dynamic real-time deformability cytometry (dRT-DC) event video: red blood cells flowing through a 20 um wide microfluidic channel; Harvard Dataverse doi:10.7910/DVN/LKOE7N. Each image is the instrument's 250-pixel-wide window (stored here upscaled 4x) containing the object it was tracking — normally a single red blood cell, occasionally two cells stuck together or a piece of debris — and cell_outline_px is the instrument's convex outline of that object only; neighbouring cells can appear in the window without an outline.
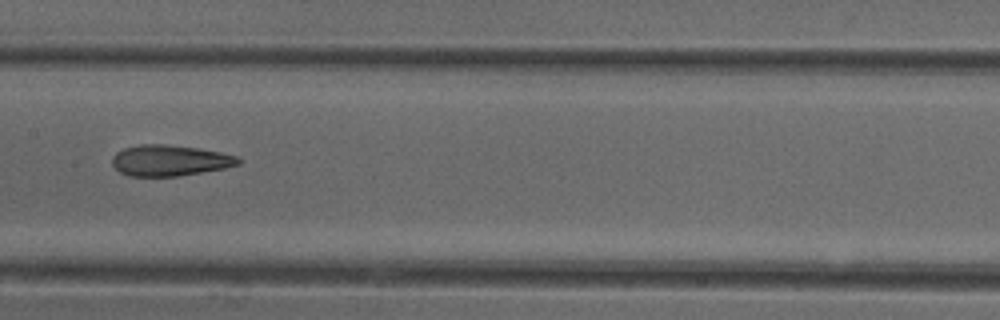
{"species": "common noctule bat (a hibernating species)", "species_latin": "Nyctalus noctula", "temperature_condition": "cold", "stored_images_in_passage": 19, "camera_frame_rate_fps": 3000, "um_per_image_px": 0.085, "animal": {"sex": "female"}, "frame": {"image": 1, "passage_image": 11, "time_ms": 3.333, "image_size_px": [1000, 320], "cell_outline_px": [[240, 164], [224, 168], [176, 176], [128, 176], [120, 172], [112, 164], [112, 156], [116, 152], [124, 148], [140, 144], [164, 144], [196, 148], [220, 152], [236, 156], [240, 160]], "centroid_in_image_um": [14.39, 13.63], "position_along_channel_um": 193.0, "area_um2": 22.54}}
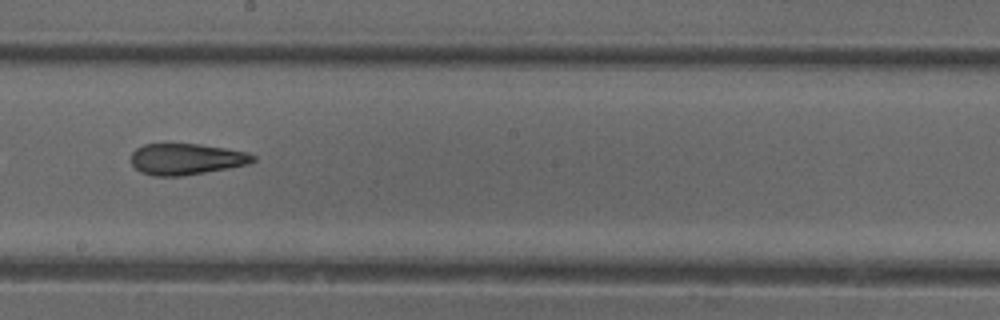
{"frame": {"image": 2, "passage_image": 14, "time_ms": 4.333, "image_size_px": [1000, 320], "cell_outline_px": [[256, 160], [248, 164], [228, 168], [180, 176], [152, 176], [140, 172], [132, 164], [132, 152], [136, 148], [144, 144], [200, 144], [248, 152], [256, 156]], "centroid_in_image_um": [15.84, 13.52], "position_along_channel_um": 232.4, "area_um2": 22.14}}